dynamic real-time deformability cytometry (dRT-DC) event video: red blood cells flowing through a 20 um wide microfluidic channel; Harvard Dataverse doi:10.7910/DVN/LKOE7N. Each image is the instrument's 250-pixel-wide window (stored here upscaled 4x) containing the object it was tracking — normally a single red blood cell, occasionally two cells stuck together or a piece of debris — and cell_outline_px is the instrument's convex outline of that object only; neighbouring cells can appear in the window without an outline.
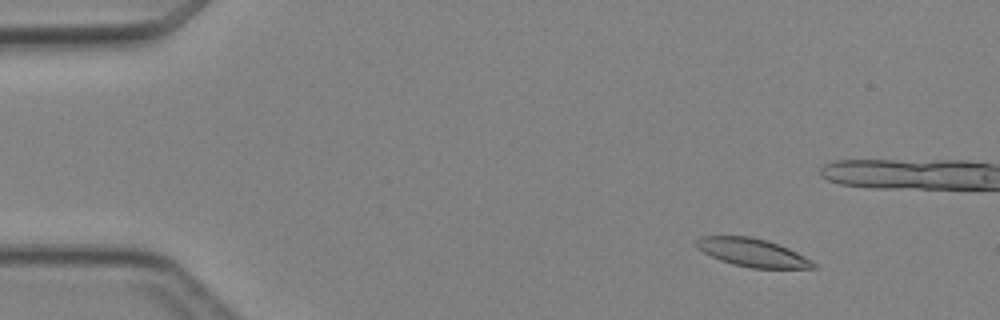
{"species": "Egyptian fruit bat (a non-hibernating species)", "species_latin": "Rousettus aegyptiacus", "temperature_condition": "cold", "stored_images_in_passage": 7, "camera_frame_rate_fps": 3000, "um_per_image_px": 0.085, "animal": {"sex": "female"}, "frame": {"image": 1, "passage_image": 1, "time_ms": 0.0, "image_size_px": [1000, 320], "cell_outline_px": [[816, 268], [752, 268], [732, 264], [720, 260], [696, 248], [696, 240], [700, 236], [752, 236], [788, 248], [812, 260], [816, 264]], "centroid_in_image_um": [63.94, 21.47], "position_along_channel_um": 21.1, "area_um2": 19.02}}
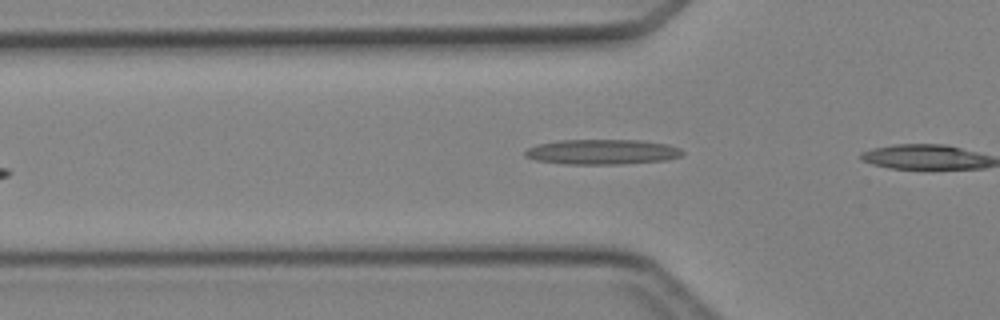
{"frame": {"image": 2, "passage_image": 5, "time_ms": 4.667, "image_size_px": [1000, 320], "cell_outline_px": [[684, 156], [668, 160], [620, 164], [564, 164], [536, 160], [524, 156], [524, 152], [528, 148], [536, 144], [560, 140], [640, 140], [668, 144], [680, 148], [684, 152]], "centroid_in_image_um": [51.21, 12.91], "position_along_channel_um": 74.6, "area_um2": 23.24}}
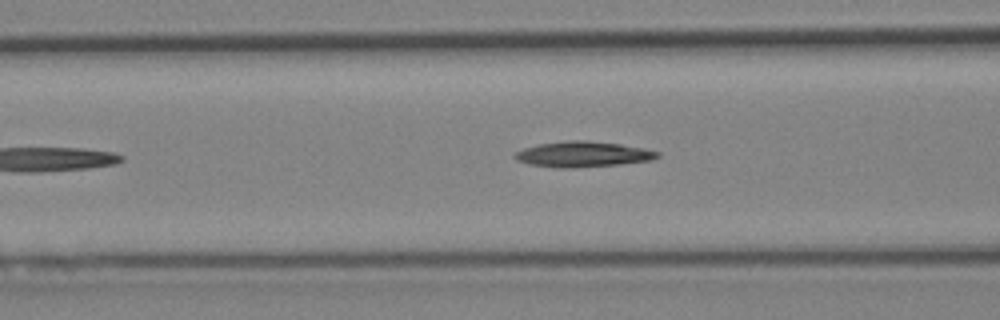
{"frame": {"image": 3, "passage_image": 7, "time_ms": 6.667, "image_size_px": [1000, 320], "cell_outline_px": [[660, 156], [652, 160], [620, 164], [572, 168], [560, 168], [528, 164], [516, 160], [512, 156], [516, 152], [524, 148], [540, 144], [564, 140], [588, 140], [620, 144], [644, 148], [660, 152]], "centroid_in_image_um": [49.54, 13.11], "position_along_channel_um": 117.1, "area_um2": 21.33}}